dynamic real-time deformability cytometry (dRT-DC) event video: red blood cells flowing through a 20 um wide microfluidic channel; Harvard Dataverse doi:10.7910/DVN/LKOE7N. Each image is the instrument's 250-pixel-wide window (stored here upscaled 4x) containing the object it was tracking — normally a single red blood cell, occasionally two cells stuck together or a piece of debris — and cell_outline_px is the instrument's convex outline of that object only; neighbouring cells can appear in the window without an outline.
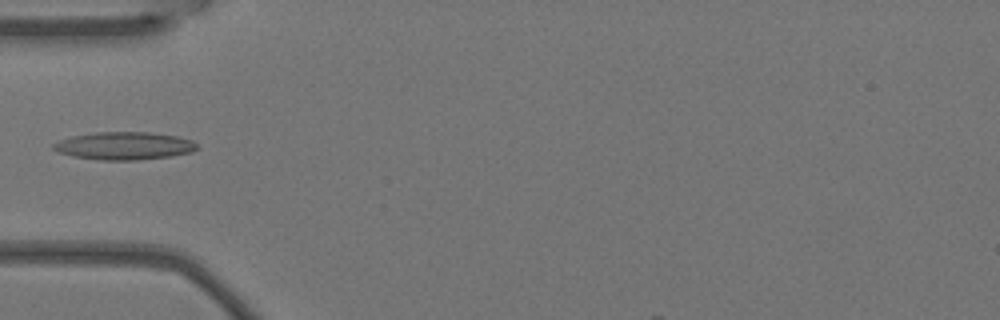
{"species": "Egyptian fruit bat (a non-hibernating species)", "species_latin": "Rousettus aegyptiacus", "temperature_condition": "warm", "stored_images_in_passage": 5, "camera_frame_rate_fps": 3000, "um_per_image_px": 0.085, "animal": {"sex": "female"}, "frame": {"image": 1, "passage_image": 5, "time_ms": 1.333, "image_size_px": [1000, 320], "cell_outline_px": [[200, 148], [192, 152], [172, 156], [136, 160], [100, 160], [72, 156], [56, 152], [52, 148], [52, 144], [56, 140], [72, 136], [96, 132], [148, 132], [176, 136], [192, 140]], "centroid_in_image_um": [10.53, 12.4], "position_along_channel_um": 74.5, "area_um2": 23.47}}